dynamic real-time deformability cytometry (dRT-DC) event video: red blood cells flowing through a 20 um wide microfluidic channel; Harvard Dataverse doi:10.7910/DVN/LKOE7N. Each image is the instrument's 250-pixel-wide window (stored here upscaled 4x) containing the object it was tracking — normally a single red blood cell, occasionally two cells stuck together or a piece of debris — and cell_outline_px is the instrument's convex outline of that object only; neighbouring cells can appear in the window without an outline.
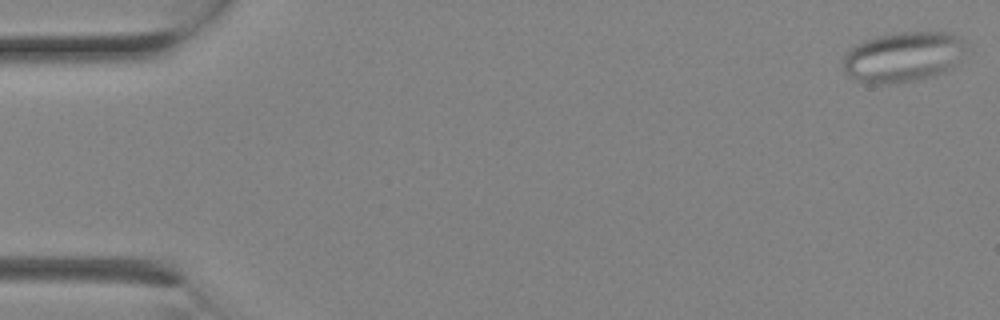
{"species": "Egyptian fruit bat (a non-hibernating species)", "species_latin": "Rousettus aegyptiacus", "temperature_condition": "room temperature", "stored_images_in_passage": 3, "camera_frame_rate_fps": 3000, "um_per_image_px": 0.085, "animal": {"sex": "female"}, "frame": {"image": 1, "passage_image": 1, "time_ms": 0.0, "image_size_px": [1000, 320], "cell_outline_px": [[964, 48], [956, 60], [944, 72], [920, 80], [900, 84], [868, 84], [856, 80], [848, 76], [844, 72], [844, 56], [856, 44], [864, 40], [876, 36], [896, 32], [952, 32], [964, 36]], "centroid_in_image_um": [76.73, 4.84], "position_along_channel_um": 8.3, "area_um2": 36.18}}
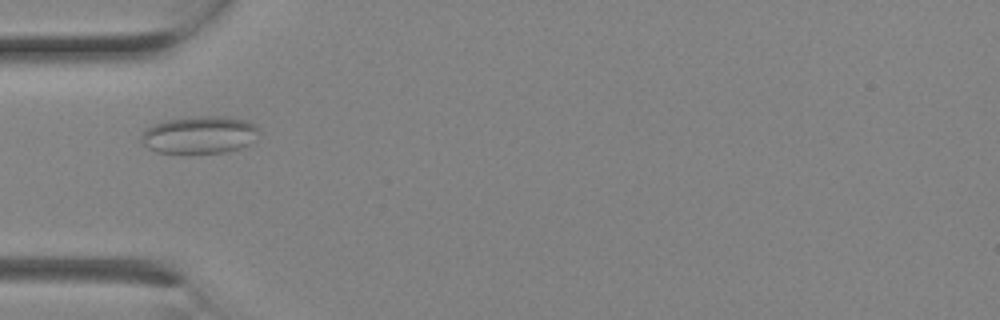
{"frame": {"image": 2, "passage_image": 3, "time_ms": 0.667, "image_size_px": [1000, 320], "cell_outline_px": [[256, 128], [248, 144], [240, 148], [228, 152], [156, 152], [148, 148], [140, 140], [144, 132], [148, 128], [156, 124], [168, 120], [200, 116], [220, 116], [244, 120], [256, 124]], "centroid_in_image_um": [16.92, 11.46], "position_along_channel_um": 68.1, "area_um2": 24.74}}